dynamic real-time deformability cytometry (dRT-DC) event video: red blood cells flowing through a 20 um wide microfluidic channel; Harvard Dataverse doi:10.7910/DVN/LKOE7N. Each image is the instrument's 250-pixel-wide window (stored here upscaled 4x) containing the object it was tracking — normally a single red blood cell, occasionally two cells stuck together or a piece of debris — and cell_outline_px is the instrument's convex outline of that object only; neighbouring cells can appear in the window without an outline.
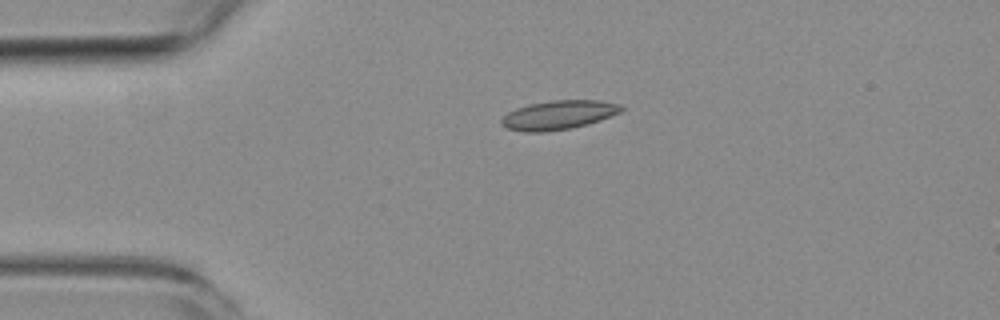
{"species": "common noctule bat (a hibernating species)", "species_latin": "Nyctalus noctula", "temperature_condition": "room temperature", "stored_images_in_passage": 2, "camera_frame_rate_fps": 3000, "um_per_image_px": 0.085, "animal": {"sex": "female", "body_mass_g": 19.3, "forearm_length_mm": 54.1}, "frame": {"image": 1, "passage_image": 1, "time_ms": 0.0, "image_size_px": [1000, 320], "cell_outline_px": [[624, 108], [620, 112], [588, 124], [572, 128], [544, 132], [524, 132], [504, 128], [500, 124], [500, 120], [508, 112], [516, 108], [528, 104], [552, 100], [596, 100], [620, 104]], "centroid_in_image_um": [47.42, 9.78], "position_along_channel_um": 37.6, "area_um2": 20.35}}